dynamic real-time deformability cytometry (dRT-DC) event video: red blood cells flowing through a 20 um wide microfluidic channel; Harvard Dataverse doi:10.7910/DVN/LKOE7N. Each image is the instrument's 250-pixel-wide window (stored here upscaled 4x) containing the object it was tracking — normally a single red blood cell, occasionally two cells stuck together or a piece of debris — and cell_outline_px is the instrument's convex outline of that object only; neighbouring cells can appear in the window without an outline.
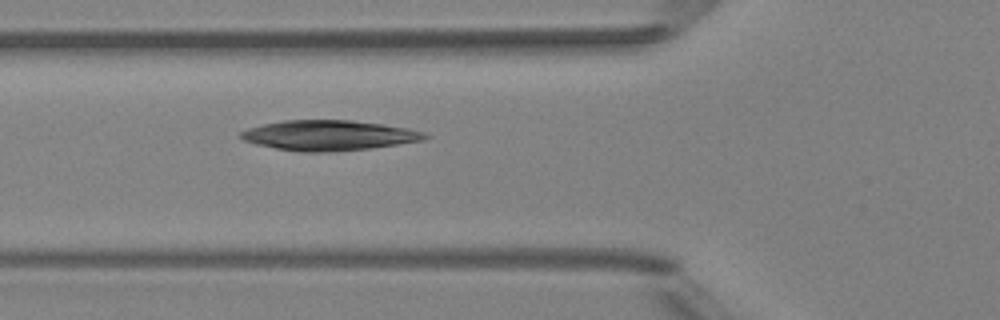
{"species": "Egyptian fruit bat (a non-hibernating species)", "species_latin": "Rousettus aegyptiacus", "temperature_condition": "room temperature", "stored_images_in_passage": 6, "camera_frame_rate_fps": 3000, "um_per_image_px": 0.085, "animal": {"sex": "female"}, "frame": {"image": 1, "passage_image": 6, "time_ms": 5.667, "image_size_px": [1000, 320], "cell_outline_px": [[432, 136], [424, 140], [368, 148], [328, 152], [300, 152], [276, 148], [256, 144], [244, 140], [240, 136], [240, 132], [248, 128], [264, 124], [284, 120], [352, 120], [384, 124], [408, 128], [424, 132]], "centroid_in_image_um": [27.97, 11.5], "position_along_channel_um": 97.8, "area_um2": 32.25}}